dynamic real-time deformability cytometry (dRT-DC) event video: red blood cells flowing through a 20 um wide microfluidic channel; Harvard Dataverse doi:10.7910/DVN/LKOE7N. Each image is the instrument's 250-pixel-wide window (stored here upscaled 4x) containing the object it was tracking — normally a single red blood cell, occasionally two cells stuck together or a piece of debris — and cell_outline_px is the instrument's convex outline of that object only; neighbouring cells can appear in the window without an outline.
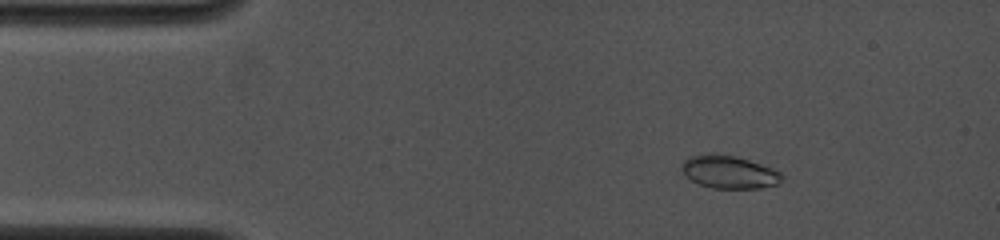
{"species": "common noctule bat (a hibernating species)", "species_latin": "Nyctalus noctula", "temperature_condition": "cold", "stored_images_in_passage": 72, "camera_frame_rate_fps": 4000, "um_per_image_px": 0.085, "animal": {"sex": "female", "body_mass_g": 19.0, "forearm_length_mm": 53.3}, "frame": {"image": 1, "passage_image": 16, "time_ms": 2.0, "image_size_px": [1000, 240], "cell_outline_px": [[784, 180], [776, 184], [760, 188], [712, 188], [700, 184], [684, 176], [680, 168], [680, 164], [688, 156], [704, 152], [712, 152], [736, 156], [772, 168], [780, 172], [784, 176]], "centroid_in_image_um": [61.91, 14.59], "position_along_channel_um": 23.1, "area_um2": 19.59}}
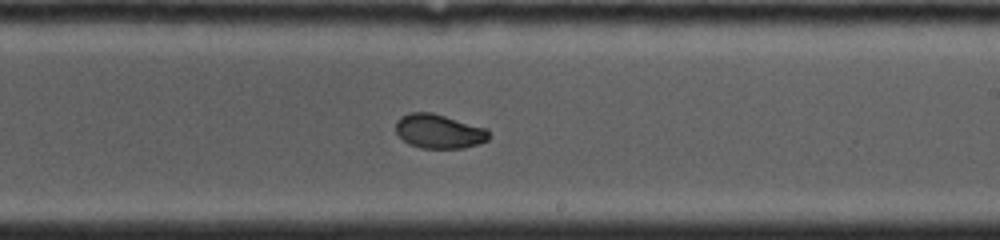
{"frame": {"image": 2, "passage_image": 55, "time_ms": 9.25, "image_size_px": [1000, 240], "cell_outline_px": [[488, 140], [480, 144], [464, 148], [420, 148], [408, 144], [396, 132], [396, 120], [400, 116], [408, 112], [432, 112], [488, 128]], "centroid_in_image_um": [37.31, 11.15], "position_along_channel_um": 251.7, "area_um2": 18.79}}
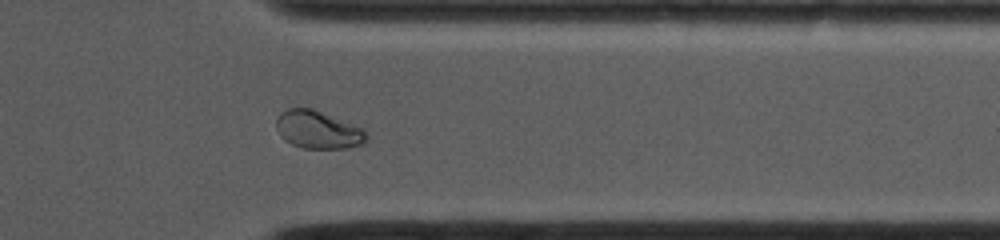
{"frame": {"image": 3, "passage_image": 71, "time_ms": 12.5, "image_size_px": [1000, 240], "cell_outline_px": [[368, 140], [364, 144], [348, 148], [304, 148], [292, 144], [284, 140], [280, 136], [276, 128], [276, 116], [280, 112], [288, 108], [312, 108], [364, 128], [368, 136]], "centroid_in_image_um": [27.04, 11.03], "position_along_channel_um": 384.4, "area_um2": 20.17}}